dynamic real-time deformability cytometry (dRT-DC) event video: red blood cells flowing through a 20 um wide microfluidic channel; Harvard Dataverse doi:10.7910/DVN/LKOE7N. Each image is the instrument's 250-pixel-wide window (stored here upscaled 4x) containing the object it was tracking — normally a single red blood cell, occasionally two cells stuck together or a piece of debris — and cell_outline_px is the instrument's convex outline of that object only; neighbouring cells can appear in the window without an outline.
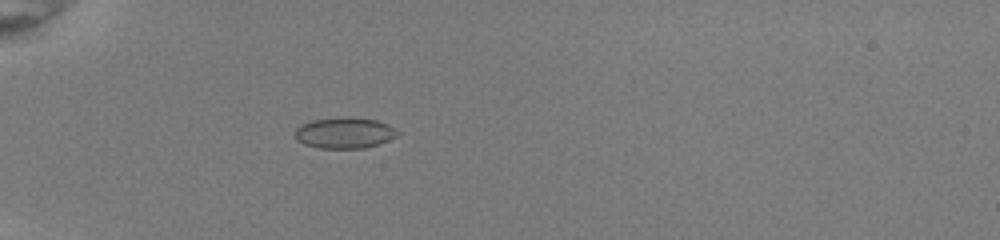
{"species": "common noctule bat (a hibernating species)", "species_latin": "Nyctalus noctula", "temperature_condition": "room temperature", "stored_images_in_passage": 37, "camera_frame_rate_fps": 3000, "um_per_image_px": 0.085, "animal": {"sex": "female", "body_mass_g": 22.0, "forearm_length_mm": 56.7}, "frame": {"image": 1, "passage_image": 2, "time_ms": 0.333, "image_size_px": [1000, 240], "cell_outline_px": [[400, 132], [396, 136], [380, 144], [364, 148], [320, 148], [304, 144], [296, 140], [292, 132], [300, 124], [312, 120], [348, 116], [376, 120], [388, 124]], "centroid_in_image_um": [29.25, 11.29], "position_along_channel_um": 55.8, "area_um2": 18.79}}
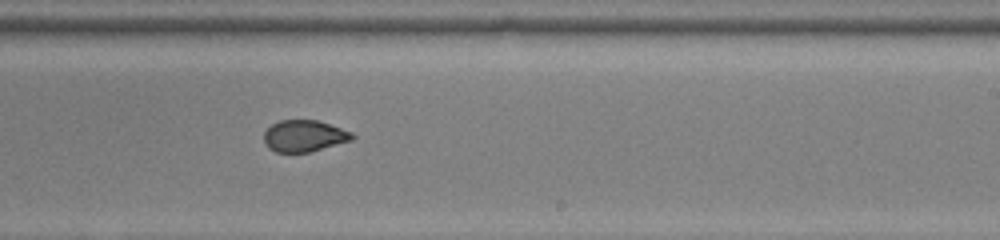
{"frame": {"image": 2, "passage_image": 19, "time_ms": 6.0, "image_size_px": [1000, 240], "cell_outline_px": [[356, 136], [352, 140], [308, 152], [276, 152], [268, 148], [264, 140], [264, 132], [272, 124], [280, 120], [316, 120], [352, 132]], "centroid_in_image_um": [25.84, 11.55], "position_along_channel_um": 263.2, "area_um2": 16.07}}
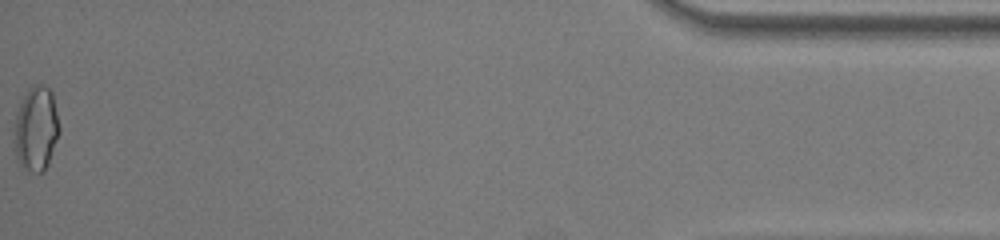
{"frame": {"image": 3, "passage_image": 37, "time_ms": 12.0, "image_size_px": [1000, 240], "cell_outline_px": [[60, 132], [48, 164], [44, 172], [28, 172], [16, 160], [12, 140], [16, 112], [28, 88], [32, 84], [44, 84], [52, 92], [60, 128]], "centroid_in_image_um": [3.04, 10.96], "position_along_channel_um": 432.2, "area_um2": 22.77}}